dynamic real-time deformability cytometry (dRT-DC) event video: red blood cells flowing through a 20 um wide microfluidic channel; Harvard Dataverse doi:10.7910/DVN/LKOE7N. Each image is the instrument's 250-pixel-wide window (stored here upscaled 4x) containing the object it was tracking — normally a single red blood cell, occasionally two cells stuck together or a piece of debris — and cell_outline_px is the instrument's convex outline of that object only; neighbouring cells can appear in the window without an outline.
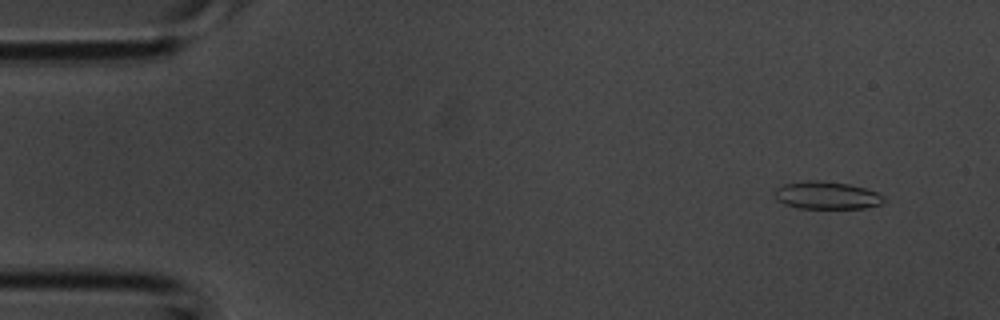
{"species": "common noctule bat (a hibernating species)", "species_latin": "Nyctalus noctula", "temperature_condition": "room temperature", "stored_images_in_passage": 4, "camera_frame_rate_fps": 3000, "um_per_image_px": 0.085, "animal": {"sex": "male", "body_mass_g": 20.1, "forearm_length_mm": 53.5}, "frame": {"image": 1, "passage_image": 1, "time_ms": 0.0, "image_size_px": [1000, 320], "cell_outline_px": [[884, 200], [880, 204], [864, 208], [800, 208], [784, 204], [776, 200], [772, 192], [776, 188], [784, 184], [808, 180], [820, 180], [848, 184], [864, 188], [876, 192], [884, 196]], "centroid_in_image_um": [70.22, 16.6], "position_along_channel_um": 14.8, "area_um2": 17.57}}